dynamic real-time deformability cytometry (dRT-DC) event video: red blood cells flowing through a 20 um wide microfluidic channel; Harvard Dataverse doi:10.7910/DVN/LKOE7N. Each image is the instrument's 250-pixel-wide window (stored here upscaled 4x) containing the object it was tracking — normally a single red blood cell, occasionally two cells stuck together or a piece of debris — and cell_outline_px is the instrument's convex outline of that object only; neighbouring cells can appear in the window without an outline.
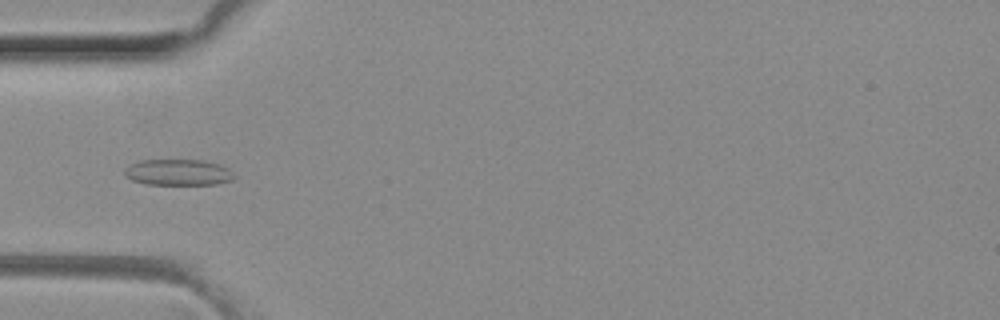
{"species": "common noctule bat (a hibernating species)", "species_latin": "Nyctalus noctula", "temperature_condition": "room temperature", "stored_images_in_passage": 46, "camera_frame_rate_fps": 3000, "um_per_image_px": 0.085, "animal": {"sex": "female", "body_mass_g": 29.2, "forearm_length_mm": 56.3}, "frame": {"image": 1, "passage_image": 12, "time_ms": 3.667, "image_size_px": [1000, 320], "cell_outline_px": [[236, 176], [232, 180], [216, 184], [144, 184], [132, 180], [124, 176], [124, 168], [140, 160], [204, 160], [220, 164], [228, 168]], "centroid_in_image_um": [15.14, 14.65], "position_along_channel_um": 69.9, "area_um2": 16.76}}
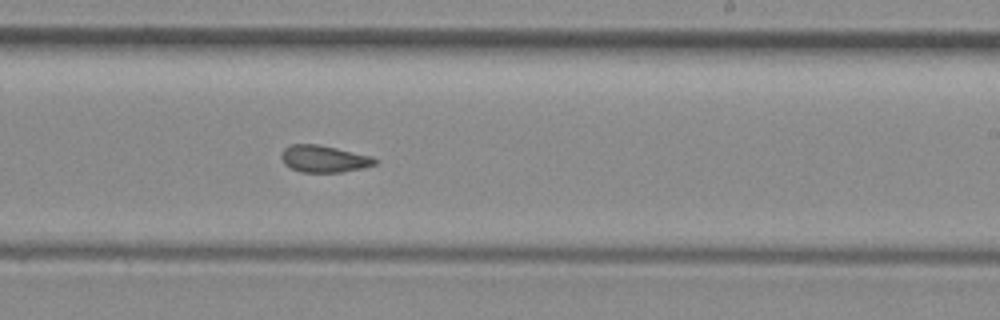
{"frame": {"image": 2, "passage_image": 26, "time_ms": 8.333, "image_size_px": [1000, 320], "cell_outline_px": [[376, 164], [364, 168], [340, 172], [300, 172], [284, 164], [280, 156], [284, 148], [292, 144], [316, 144], [336, 148], [372, 156], [376, 160]], "centroid_in_image_um": [27.52, 13.5], "position_along_channel_um": 261.5, "area_um2": 14.62}}
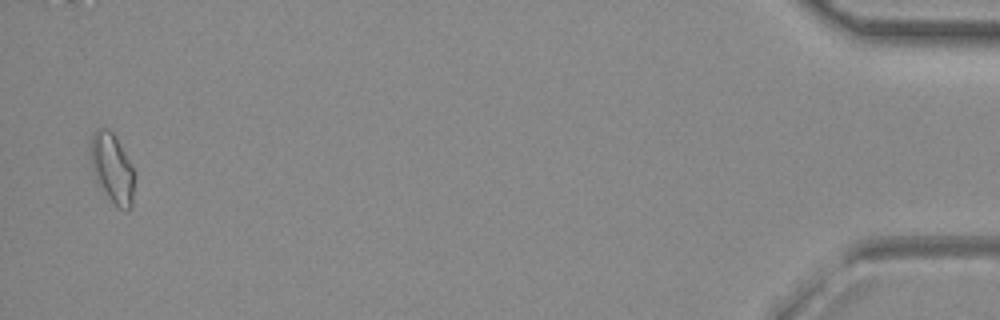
{"frame": {"image": 3, "passage_image": 45, "time_ms": 14.667, "image_size_px": [1000, 320], "cell_outline_px": [[132, 208], [128, 212], [124, 212], [108, 196], [96, 180], [92, 168], [88, 148], [92, 136], [96, 128], [108, 128], [116, 136], [132, 168]], "centroid_in_image_um": [9.49, 14.26], "position_along_channel_um": 425.7, "area_um2": 17.46}, "authors_computed_cell_mechanics": {"area_um2": 15.4326, "velocity_mm_per_s": 4.1057, "shape_relaxation_time_tau1_ms": null, "shape_relaxation_time_tau2_ms": 1.3877, "deformation_change_tau1": null, "deformation_change_tau2": 0.0564}}